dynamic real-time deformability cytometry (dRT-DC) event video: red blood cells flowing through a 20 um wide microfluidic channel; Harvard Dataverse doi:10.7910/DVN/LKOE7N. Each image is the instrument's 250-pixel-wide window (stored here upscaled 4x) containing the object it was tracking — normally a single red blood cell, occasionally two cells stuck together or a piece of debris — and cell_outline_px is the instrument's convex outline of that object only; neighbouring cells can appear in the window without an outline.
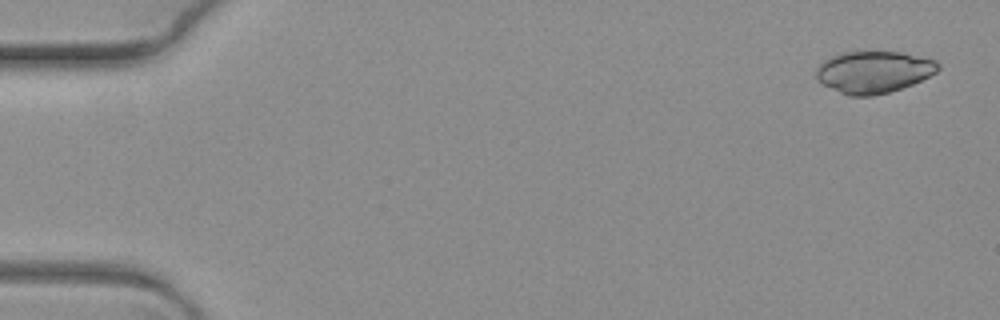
{"species": "common noctule bat (a hibernating species)", "species_latin": "Nyctalus noctula", "temperature_condition": "warm", "stored_images_in_passage": 9, "camera_frame_rate_fps": 3000, "um_per_image_px": 0.085, "animal": {"sex": "female", "body_mass_g": 19.3, "forearm_length_mm": 54.1}, "frame": {"image": 1, "passage_image": 1, "time_ms": 0.0, "image_size_px": [1000, 320], "cell_outline_px": [[940, 68], [936, 72], [912, 84], [888, 92], [872, 96], [848, 96], [816, 80], [816, 68], [824, 60], [840, 52], [900, 52], [936, 60], [940, 64]], "centroid_in_image_um": [74.24, 6.11], "position_along_channel_um": 10.8, "area_um2": 29.59}}